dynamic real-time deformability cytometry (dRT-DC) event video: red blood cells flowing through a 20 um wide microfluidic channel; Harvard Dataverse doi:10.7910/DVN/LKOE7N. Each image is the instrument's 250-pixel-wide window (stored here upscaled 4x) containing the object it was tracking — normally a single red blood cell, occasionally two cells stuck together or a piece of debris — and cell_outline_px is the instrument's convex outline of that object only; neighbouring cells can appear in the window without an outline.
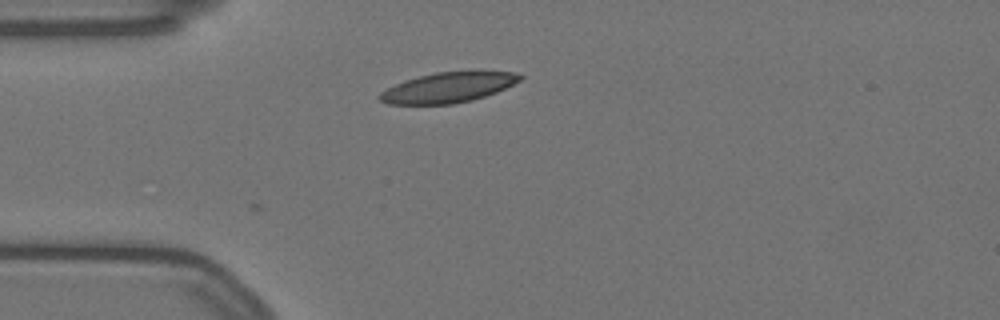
{"species": "Egyptian fruit bat (a non-hibernating species)", "species_latin": "Rousettus aegyptiacus", "temperature_condition": "warm", "stored_images_in_passage": 2, "camera_frame_rate_fps": 3000, "um_per_image_px": 0.085, "animal": {"sex": "female"}, "frame": {"image": 1, "passage_image": 2, "time_ms": 0.333, "image_size_px": [1000, 320], "cell_outline_px": [[524, 76], [520, 80], [496, 92], [472, 100], [452, 104], [388, 104], [380, 100], [376, 96], [380, 92], [404, 80], [436, 72], [512, 72]], "centroid_in_image_um": [38.03, 7.45], "position_along_channel_um": 47.0, "area_um2": 24.22}}